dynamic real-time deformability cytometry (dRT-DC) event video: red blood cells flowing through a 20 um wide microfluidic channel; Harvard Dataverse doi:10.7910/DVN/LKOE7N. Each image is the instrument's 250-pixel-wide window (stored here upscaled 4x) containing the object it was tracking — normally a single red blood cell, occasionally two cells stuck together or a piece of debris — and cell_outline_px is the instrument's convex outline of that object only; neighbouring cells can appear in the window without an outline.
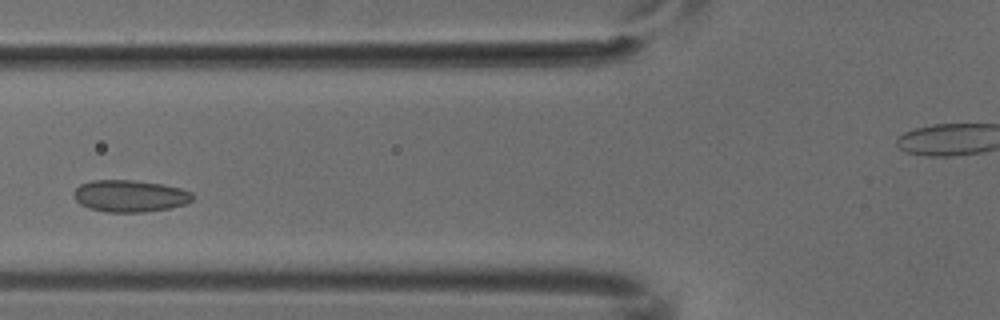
{"species": "common noctule bat (a hibernating species)", "species_latin": "Nyctalus noctula", "temperature_condition": "cold", "stored_images_in_passage": 4, "camera_frame_rate_fps": 3000, "um_per_image_px": 0.085, "animal": {"sex": "male", "body_mass_g": 18.8}, "frame": {"image": 1, "passage_image": 3, "time_ms": 0.667, "image_size_px": [1000, 320], "cell_outline_px": [[192, 200], [188, 204], [172, 208], [144, 212], [104, 212], [88, 208], [80, 204], [72, 196], [72, 192], [80, 184], [92, 180], [132, 180], [164, 184], [180, 188], [192, 192]], "centroid_in_image_um": [11.03, 16.66], "position_along_channel_um": 114.8, "area_um2": 22.43}}
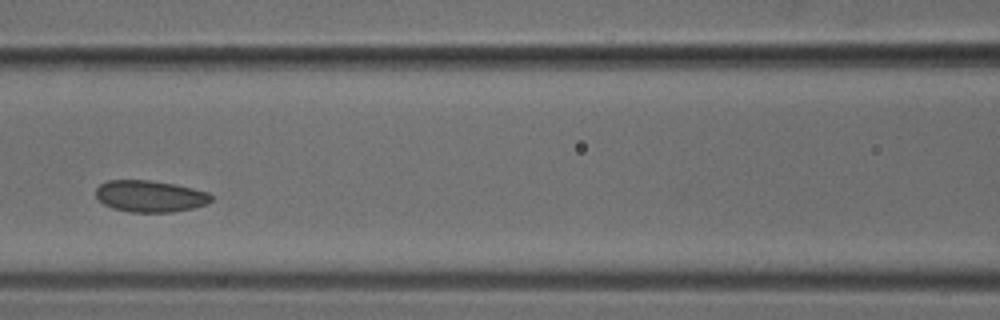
{"frame": {"image": 2, "passage_image": 4, "time_ms": 1.0, "image_size_px": [1000, 320], "cell_outline_px": [[212, 200], [208, 204], [192, 208], [172, 212], [132, 212], [112, 208], [104, 204], [96, 196], [96, 188], [100, 184], [108, 180], [148, 180], [176, 184], [208, 192], [212, 196]], "centroid_in_image_um": [12.77, 16.67], "position_along_channel_um": 153.8, "area_um2": 21.27}}